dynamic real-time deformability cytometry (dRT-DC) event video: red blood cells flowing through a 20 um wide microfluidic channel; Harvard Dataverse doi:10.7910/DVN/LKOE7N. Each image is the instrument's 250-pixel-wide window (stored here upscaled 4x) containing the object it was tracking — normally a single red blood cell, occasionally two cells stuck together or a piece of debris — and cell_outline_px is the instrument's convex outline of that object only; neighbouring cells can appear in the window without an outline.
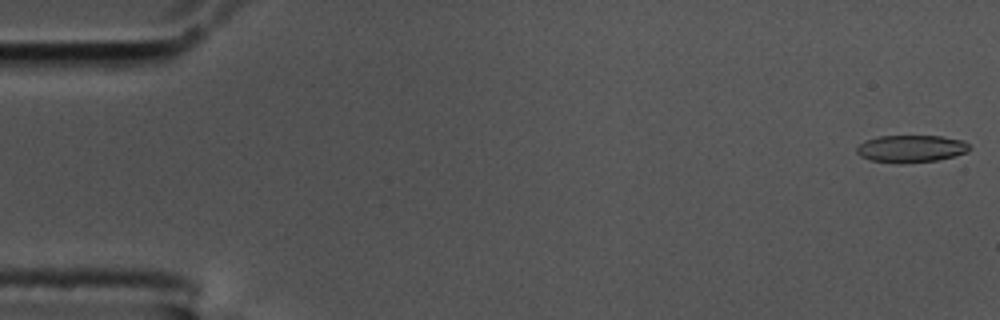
{"species": "common noctule bat (a hibernating species)", "species_latin": "Nyctalus noctula", "temperature_condition": "cold", "stored_images_in_passage": 9, "camera_frame_rate_fps": 3000, "um_per_image_px": 0.085, "animal": {"sex": "male", "body_mass_g": 17.5, "forearm_length_mm": 52.3}, "frame": {"image": 1, "passage_image": 1, "time_ms": 0.0, "image_size_px": [1000, 320], "cell_outline_px": [[972, 148], [968, 152], [936, 160], [900, 164], [872, 160], [860, 156], [856, 152], [856, 148], [864, 140], [880, 136], [940, 136], [964, 140]], "centroid_in_image_um": [77.44, 12.63], "position_along_channel_um": 7.6, "area_um2": 17.98}}